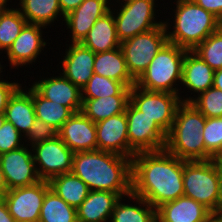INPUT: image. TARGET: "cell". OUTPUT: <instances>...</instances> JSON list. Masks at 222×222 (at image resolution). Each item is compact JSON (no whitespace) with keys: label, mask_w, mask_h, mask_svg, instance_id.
<instances>
[{"label":"cell","mask_w":222,"mask_h":222,"mask_svg":"<svg viewBox=\"0 0 222 222\" xmlns=\"http://www.w3.org/2000/svg\"><path fill=\"white\" fill-rule=\"evenodd\" d=\"M110 1H112V0H110ZM113 1L115 2V4L113 3ZM113 1L111 2V6L117 5L116 2L119 3V5H120V4L126 3L128 1H132V0H113Z\"/></svg>","instance_id":"obj_50"},{"label":"cell","mask_w":222,"mask_h":222,"mask_svg":"<svg viewBox=\"0 0 222 222\" xmlns=\"http://www.w3.org/2000/svg\"><path fill=\"white\" fill-rule=\"evenodd\" d=\"M118 193L96 190L90 191L87 198L77 208L78 222H110L117 201Z\"/></svg>","instance_id":"obj_23"},{"label":"cell","mask_w":222,"mask_h":222,"mask_svg":"<svg viewBox=\"0 0 222 222\" xmlns=\"http://www.w3.org/2000/svg\"><path fill=\"white\" fill-rule=\"evenodd\" d=\"M24 136L9 121L0 128V155L24 146Z\"/></svg>","instance_id":"obj_37"},{"label":"cell","mask_w":222,"mask_h":222,"mask_svg":"<svg viewBox=\"0 0 222 222\" xmlns=\"http://www.w3.org/2000/svg\"><path fill=\"white\" fill-rule=\"evenodd\" d=\"M187 51L176 44L167 42L136 81V86L149 91L179 95L184 56Z\"/></svg>","instance_id":"obj_5"},{"label":"cell","mask_w":222,"mask_h":222,"mask_svg":"<svg viewBox=\"0 0 222 222\" xmlns=\"http://www.w3.org/2000/svg\"><path fill=\"white\" fill-rule=\"evenodd\" d=\"M0 222H16L10 215L8 207L4 201L0 203Z\"/></svg>","instance_id":"obj_42"},{"label":"cell","mask_w":222,"mask_h":222,"mask_svg":"<svg viewBox=\"0 0 222 222\" xmlns=\"http://www.w3.org/2000/svg\"><path fill=\"white\" fill-rule=\"evenodd\" d=\"M81 44L94 53L120 47L121 42L117 36L114 15L111 10L97 19Z\"/></svg>","instance_id":"obj_24"},{"label":"cell","mask_w":222,"mask_h":222,"mask_svg":"<svg viewBox=\"0 0 222 222\" xmlns=\"http://www.w3.org/2000/svg\"><path fill=\"white\" fill-rule=\"evenodd\" d=\"M202 136L204 137L205 160H210L222 146V117L206 118Z\"/></svg>","instance_id":"obj_36"},{"label":"cell","mask_w":222,"mask_h":222,"mask_svg":"<svg viewBox=\"0 0 222 222\" xmlns=\"http://www.w3.org/2000/svg\"><path fill=\"white\" fill-rule=\"evenodd\" d=\"M1 62H2V58H1V61H0V78L4 77V75L1 74V73L3 72L4 67H6V65L5 66H3V64L1 65Z\"/></svg>","instance_id":"obj_52"},{"label":"cell","mask_w":222,"mask_h":222,"mask_svg":"<svg viewBox=\"0 0 222 222\" xmlns=\"http://www.w3.org/2000/svg\"><path fill=\"white\" fill-rule=\"evenodd\" d=\"M9 1L10 0H0V10H3V9H6V8H9ZM8 6V7H7Z\"/></svg>","instance_id":"obj_48"},{"label":"cell","mask_w":222,"mask_h":222,"mask_svg":"<svg viewBox=\"0 0 222 222\" xmlns=\"http://www.w3.org/2000/svg\"><path fill=\"white\" fill-rule=\"evenodd\" d=\"M5 121H6L5 113H0V128L3 126Z\"/></svg>","instance_id":"obj_49"},{"label":"cell","mask_w":222,"mask_h":222,"mask_svg":"<svg viewBox=\"0 0 222 222\" xmlns=\"http://www.w3.org/2000/svg\"><path fill=\"white\" fill-rule=\"evenodd\" d=\"M211 215L204 205L184 195L156 209L157 222H209Z\"/></svg>","instance_id":"obj_21"},{"label":"cell","mask_w":222,"mask_h":222,"mask_svg":"<svg viewBox=\"0 0 222 222\" xmlns=\"http://www.w3.org/2000/svg\"><path fill=\"white\" fill-rule=\"evenodd\" d=\"M50 189L47 180L9 190L4 197L10 215L16 222H39L41 207L46 192Z\"/></svg>","instance_id":"obj_12"},{"label":"cell","mask_w":222,"mask_h":222,"mask_svg":"<svg viewBox=\"0 0 222 222\" xmlns=\"http://www.w3.org/2000/svg\"><path fill=\"white\" fill-rule=\"evenodd\" d=\"M58 76L41 77L31 86L47 100L70 108L74 113L82 110V91L61 73Z\"/></svg>","instance_id":"obj_16"},{"label":"cell","mask_w":222,"mask_h":222,"mask_svg":"<svg viewBox=\"0 0 222 222\" xmlns=\"http://www.w3.org/2000/svg\"><path fill=\"white\" fill-rule=\"evenodd\" d=\"M130 102L168 134L172 128L180 95L170 92L149 91L136 85L131 87Z\"/></svg>","instance_id":"obj_9"},{"label":"cell","mask_w":222,"mask_h":222,"mask_svg":"<svg viewBox=\"0 0 222 222\" xmlns=\"http://www.w3.org/2000/svg\"><path fill=\"white\" fill-rule=\"evenodd\" d=\"M205 123L206 117L191 102H182L167 134L165 149L185 161L205 160Z\"/></svg>","instance_id":"obj_4"},{"label":"cell","mask_w":222,"mask_h":222,"mask_svg":"<svg viewBox=\"0 0 222 222\" xmlns=\"http://www.w3.org/2000/svg\"><path fill=\"white\" fill-rule=\"evenodd\" d=\"M0 78V113H5L10 97L22 85L20 82Z\"/></svg>","instance_id":"obj_39"},{"label":"cell","mask_w":222,"mask_h":222,"mask_svg":"<svg viewBox=\"0 0 222 222\" xmlns=\"http://www.w3.org/2000/svg\"><path fill=\"white\" fill-rule=\"evenodd\" d=\"M219 170H220V201H219V212L222 213V164L219 165Z\"/></svg>","instance_id":"obj_44"},{"label":"cell","mask_w":222,"mask_h":222,"mask_svg":"<svg viewBox=\"0 0 222 222\" xmlns=\"http://www.w3.org/2000/svg\"><path fill=\"white\" fill-rule=\"evenodd\" d=\"M213 87L222 90V69L214 71Z\"/></svg>","instance_id":"obj_43"},{"label":"cell","mask_w":222,"mask_h":222,"mask_svg":"<svg viewBox=\"0 0 222 222\" xmlns=\"http://www.w3.org/2000/svg\"><path fill=\"white\" fill-rule=\"evenodd\" d=\"M125 198L130 204L123 202ZM110 222H157L156 209L142 197L130 193L117 201Z\"/></svg>","instance_id":"obj_27"},{"label":"cell","mask_w":222,"mask_h":222,"mask_svg":"<svg viewBox=\"0 0 222 222\" xmlns=\"http://www.w3.org/2000/svg\"><path fill=\"white\" fill-rule=\"evenodd\" d=\"M67 46L61 61L60 72L74 85L82 89L93 76L95 53L81 43H65ZM68 48V49H67Z\"/></svg>","instance_id":"obj_17"},{"label":"cell","mask_w":222,"mask_h":222,"mask_svg":"<svg viewBox=\"0 0 222 222\" xmlns=\"http://www.w3.org/2000/svg\"><path fill=\"white\" fill-rule=\"evenodd\" d=\"M48 182L50 189L76 209L90 192L89 187L72 172L54 176Z\"/></svg>","instance_id":"obj_29"},{"label":"cell","mask_w":222,"mask_h":222,"mask_svg":"<svg viewBox=\"0 0 222 222\" xmlns=\"http://www.w3.org/2000/svg\"><path fill=\"white\" fill-rule=\"evenodd\" d=\"M9 190H0V203H2L4 201V197L5 194L8 192Z\"/></svg>","instance_id":"obj_51"},{"label":"cell","mask_w":222,"mask_h":222,"mask_svg":"<svg viewBox=\"0 0 222 222\" xmlns=\"http://www.w3.org/2000/svg\"><path fill=\"white\" fill-rule=\"evenodd\" d=\"M58 136L73 152L97 150L95 123L81 111L63 124Z\"/></svg>","instance_id":"obj_19"},{"label":"cell","mask_w":222,"mask_h":222,"mask_svg":"<svg viewBox=\"0 0 222 222\" xmlns=\"http://www.w3.org/2000/svg\"><path fill=\"white\" fill-rule=\"evenodd\" d=\"M130 95H113L97 99H82L81 112L98 123L109 117L125 112Z\"/></svg>","instance_id":"obj_28"},{"label":"cell","mask_w":222,"mask_h":222,"mask_svg":"<svg viewBox=\"0 0 222 222\" xmlns=\"http://www.w3.org/2000/svg\"><path fill=\"white\" fill-rule=\"evenodd\" d=\"M39 222H78L77 209L49 189L43 199Z\"/></svg>","instance_id":"obj_30"},{"label":"cell","mask_w":222,"mask_h":222,"mask_svg":"<svg viewBox=\"0 0 222 222\" xmlns=\"http://www.w3.org/2000/svg\"><path fill=\"white\" fill-rule=\"evenodd\" d=\"M193 52L214 71L222 69V26L201 42Z\"/></svg>","instance_id":"obj_34"},{"label":"cell","mask_w":222,"mask_h":222,"mask_svg":"<svg viewBox=\"0 0 222 222\" xmlns=\"http://www.w3.org/2000/svg\"><path fill=\"white\" fill-rule=\"evenodd\" d=\"M184 196L204 205L212 213L219 212L220 170L214 160H183Z\"/></svg>","instance_id":"obj_6"},{"label":"cell","mask_w":222,"mask_h":222,"mask_svg":"<svg viewBox=\"0 0 222 222\" xmlns=\"http://www.w3.org/2000/svg\"><path fill=\"white\" fill-rule=\"evenodd\" d=\"M83 1L84 0H59L62 14L66 16L75 10Z\"/></svg>","instance_id":"obj_41"},{"label":"cell","mask_w":222,"mask_h":222,"mask_svg":"<svg viewBox=\"0 0 222 222\" xmlns=\"http://www.w3.org/2000/svg\"><path fill=\"white\" fill-rule=\"evenodd\" d=\"M217 164H222V146L219 149L218 153L212 158Z\"/></svg>","instance_id":"obj_47"},{"label":"cell","mask_w":222,"mask_h":222,"mask_svg":"<svg viewBox=\"0 0 222 222\" xmlns=\"http://www.w3.org/2000/svg\"><path fill=\"white\" fill-rule=\"evenodd\" d=\"M10 7L0 10V54L8 50L27 24L17 7Z\"/></svg>","instance_id":"obj_32"},{"label":"cell","mask_w":222,"mask_h":222,"mask_svg":"<svg viewBox=\"0 0 222 222\" xmlns=\"http://www.w3.org/2000/svg\"><path fill=\"white\" fill-rule=\"evenodd\" d=\"M21 85L10 97L5 110L6 120L25 137L36 119L33 103V87ZM23 86V87H22ZM27 87V88H26Z\"/></svg>","instance_id":"obj_22"},{"label":"cell","mask_w":222,"mask_h":222,"mask_svg":"<svg viewBox=\"0 0 222 222\" xmlns=\"http://www.w3.org/2000/svg\"><path fill=\"white\" fill-rule=\"evenodd\" d=\"M129 158L136 153L165 149L167 134L130 101L126 107Z\"/></svg>","instance_id":"obj_10"},{"label":"cell","mask_w":222,"mask_h":222,"mask_svg":"<svg viewBox=\"0 0 222 222\" xmlns=\"http://www.w3.org/2000/svg\"><path fill=\"white\" fill-rule=\"evenodd\" d=\"M0 167L9 190L29 186L41 180L36 171L32 148L26 145L1 154Z\"/></svg>","instance_id":"obj_14"},{"label":"cell","mask_w":222,"mask_h":222,"mask_svg":"<svg viewBox=\"0 0 222 222\" xmlns=\"http://www.w3.org/2000/svg\"><path fill=\"white\" fill-rule=\"evenodd\" d=\"M81 91L82 99H97L113 95H130L131 88L122 82L93 73Z\"/></svg>","instance_id":"obj_33"},{"label":"cell","mask_w":222,"mask_h":222,"mask_svg":"<svg viewBox=\"0 0 222 222\" xmlns=\"http://www.w3.org/2000/svg\"><path fill=\"white\" fill-rule=\"evenodd\" d=\"M57 135L58 131L55 128L36 118L30 127V131L24 137V144L32 148L34 145L50 140Z\"/></svg>","instance_id":"obj_38"},{"label":"cell","mask_w":222,"mask_h":222,"mask_svg":"<svg viewBox=\"0 0 222 222\" xmlns=\"http://www.w3.org/2000/svg\"><path fill=\"white\" fill-rule=\"evenodd\" d=\"M95 126L97 150L129 157L126 112L95 123Z\"/></svg>","instance_id":"obj_20"},{"label":"cell","mask_w":222,"mask_h":222,"mask_svg":"<svg viewBox=\"0 0 222 222\" xmlns=\"http://www.w3.org/2000/svg\"><path fill=\"white\" fill-rule=\"evenodd\" d=\"M111 9L110 0H84L75 10L64 18V24L71 42L81 43L93 27L97 19L104 16ZM71 31V32H70Z\"/></svg>","instance_id":"obj_15"},{"label":"cell","mask_w":222,"mask_h":222,"mask_svg":"<svg viewBox=\"0 0 222 222\" xmlns=\"http://www.w3.org/2000/svg\"><path fill=\"white\" fill-rule=\"evenodd\" d=\"M197 5L211 12L222 22V0H193Z\"/></svg>","instance_id":"obj_40"},{"label":"cell","mask_w":222,"mask_h":222,"mask_svg":"<svg viewBox=\"0 0 222 222\" xmlns=\"http://www.w3.org/2000/svg\"><path fill=\"white\" fill-rule=\"evenodd\" d=\"M71 172L90 191H110L121 197L132 193V158L102 150L74 152Z\"/></svg>","instance_id":"obj_2"},{"label":"cell","mask_w":222,"mask_h":222,"mask_svg":"<svg viewBox=\"0 0 222 222\" xmlns=\"http://www.w3.org/2000/svg\"><path fill=\"white\" fill-rule=\"evenodd\" d=\"M167 42L164 23L160 27L121 42L120 47L124 53L127 69L135 81L146 71L151 60Z\"/></svg>","instance_id":"obj_8"},{"label":"cell","mask_w":222,"mask_h":222,"mask_svg":"<svg viewBox=\"0 0 222 222\" xmlns=\"http://www.w3.org/2000/svg\"><path fill=\"white\" fill-rule=\"evenodd\" d=\"M15 7H18L27 23L51 28L55 21L62 20L61 26H63L65 16L61 12L59 0H19Z\"/></svg>","instance_id":"obj_26"},{"label":"cell","mask_w":222,"mask_h":222,"mask_svg":"<svg viewBox=\"0 0 222 222\" xmlns=\"http://www.w3.org/2000/svg\"><path fill=\"white\" fill-rule=\"evenodd\" d=\"M191 103L206 117H222V90L210 87Z\"/></svg>","instance_id":"obj_35"},{"label":"cell","mask_w":222,"mask_h":222,"mask_svg":"<svg viewBox=\"0 0 222 222\" xmlns=\"http://www.w3.org/2000/svg\"><path fill=\"white\" fill-rule=\"evenodd\" d=\"M37 174L41 180L69 173L72 170L74 152L57 135L32 147Z\"/></svg>","instance_id":"obj_11"},{"label":"cell","mask_w":222,"mask_h":222,"mask_svg":"<svg viewBox=\"0 0 222 222\" xmlns=\"http://www.w3.org/2000/svg\"><path fill=\"white\" fill-rule=\"evenodd\" d=\"M158 0H132L119 5L117 10L111 6L116 24L117 36L120 42L132 38L140 33L160 27L164 20L158 11ZM157 13V14H156Z\"/></svg>","instance_id":"obj_7"},{"label":"cell","mask_w":222,"mask_h":222,"mask_svg":"<svg viewBox=\"0 0 222 222\" xmlns=\"http://www.w3.org/2000/svg\"><path fill=\"white\" fill-rule=\"evenodd\" d=\"M174 3L173 8H176L173 9L172 6L169 8L174 13L170 18L173 26L170 24L169 18L163 21L168 42L193 51L222 26V22L216 16L197 5L193 0H174Z\"/></svg>","instance_id":"obj_3"},{"label":"cell","mask_w":222,"mask_h":222,"mask_svg":"<svg viewBox=\"0 0 222 222\" xmlns=\"http://www.w3.org/2000/svg\"><path fill=\"white\" fill-rule=\"evenodd\" d=\"M93 72L106 78L122 82L130 88L136 85V81L131 77L127 69L121 47L110 51L95 53Z\"/></svg>","instance_id":"obj_25"},{"label":"cell","mask_w":222,"mask_h":222,"mask_svg":"<svg viewBox=\"0 0 222 222\" xmlns=\"http://www.w3.org/2000/svg\"><path fill=\"white\" fill-rule=\"evenodd\" d=\"M132 193L157 209L184 195L183 160L166 149L132 157Z\"/></svg>","instance_id":"obj_1"},{"label":"cell","mask_w":222,"mask_h":222,"mask_svg":"<svg viewBox=\"0 0 222 222\" xmlns=\"http://www.w3.org/2000/svg\"><path fill=\"white\" fill-rule=\"evenodd\" d=\"M33 103L36 118L51 125L57 131L74 114L70 108L42 97L34 88Z\"/></svg>","instance_id":"obj_31"},{"label":"cell","mask_w":222,"mask_h":222,"mask_svg":"<svg viewBox=\"0 0 222 222\" xmlns=\"http://www.w3.org/2000/svg\"><path fill=\"white\" fill-rule=\"evenodd\" d=\"M209 222H222V213H212Z\"/></svg>","instance_id":"obj_46"},{"label":"cell","mask_w":222,"mask_h":222,"mask_svg":"<svg viewBox=\"0 0 222 222\" xmlns=\"http://www.w3.org/2000/svg\"><path fill=\"white\" fill-rule=\"evenodd\" d=\"M213 78L214 70L193 51H187L184 56L182 81L180 85L184 88L181 89L180 87L179 89L181 101L191 102L196 96L213 87ZM181 90H188V93L191 92L190 94L194 95L192 97L191 95L189 96V94H185L186 97H183L181 93L185 92ZM196 93L197 95H195Z\"/></svg>","instance_id":"obj_18"},{"label":"cell","mask_w":222,"mask_h":222,"mask_svg":"<svg viewBox=\"0 0 222 222\" xmlns=\"http://www.w3.org/2000/svg\"><path fill=\"white\" fill-rule=\"evenodd\" d=\"M46 28L48 27L30 23L24 26L21 33L4 53L11 69L22 68L25 65L26 68L28 65L30 67V64L37 63L39 55L43 53L47 44H50L47 39L43 38V29Z\"/></svg>","instance_id":"obj_13"},{"label":"cell","mask_w":222,"mask_h":222,"mask_svg":"<svg viewBox=\"0 0 222 222\" xmlns=\"http://www.w3.org/2000/svg\"><path fill=\"white\" fill-rule=\"evenodd\" d=\"M0 190H9L5 181L4 173L0 167Z\"/></svg>","instance_id":"obj_45"}]
</instances>
